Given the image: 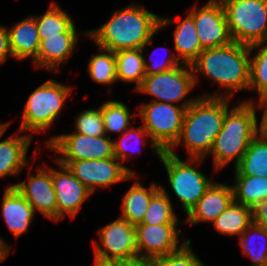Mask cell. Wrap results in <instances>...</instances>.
Masks as SVG:
<instances>
[{
	"label": "cell",
	"instance_id": "cell-44",
	"mask_svg": "<svg viewBox=\"0 0 267 266\" xmlns=\"http://www.w3.org/2000/svg\"><path fill=\"white\" fill-rule=\"evenodd\" d=\"M6 123V120L3 122H0V128Z\"/></svg>",
	"mask_w": 267,
	"mask_h": 266
},
{
	"label": "cell",
	"instance_id": "cell-18",
	"mask_svg": "<svg viewBox=\"0 0 267 266\" xmlns=\"http://www.w3.org/2000/svg\"><path fill=\"white\" fill-rule=\"evenodd\" d=\"M198 2L186 7V9L194 19L202 48L211 49L232 43L233 40L221 1Z\"/></svg>",
	"mask_w": 267,
	"mask_h": 266
},
{
	"label": "cell",
	"instance_id": "cell-11",
	"mask_svg": "<svg viewBox=\"0 0 267 266\" xmlns=\"http://www.w3.org/2000/svg\"><path fill=\"white\" fill-rule=\"evenodd\" d=\"M14 121V118H9L0 128V181L2 179L8 181L5 188L15 187L19 176L21 174L25 176V168L43 149V146L37 141L34 146V150L31 152L32 154L29 156L32 148V142L36 139L18 129L5 136ZM12 179L16 181H13Z\"/></svg>",
	"mask_w": 267,
	"mask_h": 266
},
{
	"label": "cell",
	"instance_id": "cell-20",
	"mask_svg": "<svg viewBox=\"0 0 267 266\" xmlns=\"http://www.w3.org/2000/svg\"><path fill=\"white\" fill-rule=\"evenodd\" d=\"M185 16H160V31L171 27L173 29V45L176 56L182 64L191 65L204 50L197 36V30L193 17L185 11ZM174 25V26H173Z\"/></svg>",
	"mask_w": 267,
	"mask_h": 266
},
{
	"label": "cell",
	"instance_id": "cell-12",
	"mask_svg": "<svg viewBox=\"0 0 267 266\" xmlns=\"http://www.w3.org/2000/svg\"><path fill=\"white\" fill-rule=\"evenodd\" d=\"M43 147L57 161L102 160L114 157L113 138L107 135L91 137L60 130ZM63 131V132H62Z\"/></svg>",
	"mask_w": 267,
	"mask_h": 266
},
{
	"label": "cell",
	"instance_id": "cell-8",
	"mask_svg": "<svg viewBox=\"0 0 267 266\" xmlns=\"http://www.w3.org/2000/svg\"><path fill=\"white\" fill-rule=\"evenodd\" d=\"M231 38L253 45L267 43V0L221 1Z\"/></svg>",
	"mask_w": 267,
	"mask_h": 266
},
{
	"label": "cell",
	"instance_id": "cell-5",
	"mask_svg": "<svg viewBox=\"0 0 267 266\" xmlns=\"http://www.w3.org/2000/svg\"><path fill=\"white\" fill-rule=\"evenodd\" d=\"M257 135V111L252 102L236 101L225 113L221 131L214 140L210 154L213 173L232 169L240 162L248 145ZM231 164V165H230Z\"/></svg>",
	"mask_w": 267,
	"mask_h": 266
},
{
	"label": "cell",
	"instance_id": "cell-16",
	"mask_svg": "<svg viewBox=\"0 0 267 266\" xmlns=\"http://www.w3.org/2000/svg\"><path fill=\"white\" fill-rule=\"evenodd\" d=\"M66 165L72 174L83 183L93 195L129 181L132 175L115 157L109 159L58 161Z\"/></svg>",
	"mask_w": 267,
	"mask_h": 266
},
{
	"label": "cell",
	"instance_id": "cell-3",
	"mask_svg": "<svg viewBox=\"0 0 267 266\" xmlns=\"http://www.w3.org/2000/svg\"><path fill=\"white\" fill-rule=\"evenodd\" d=\"M235 102L229 98L199 96L186 109L180 136L167 152L180 157L181 149L185 158L205 159L222 129L226 111Z\"/></svg>",
	"mask_w": 267,
	"mask_h": 266
},
{
	"label": "cell",
	"instance_id": "cell-23",
	"mask_svg": "<svg viewBox=\"0 0 267 266\" xmlns=\"http://www.w3.org/2000/svg\"><path fill=\"white\" fill-rule=\"evenodd\" d=\"M142 177L143 174H132L129 177L130 187H126L119 201L121 210L118 216L135 226L142 223L151 198L160 190L159 182L155 179L146 186Z\"/></svg>",
	"mask_w": 267,
	"mask_h": 266
},
{
	"label": "cell",
	"instance_id": "cell-27",
	"mask_svg": "<svg viewBox=\"0 0 267 266\" xmlns=\"http://www.w3.org/2000/svg\"><path fill=\"white\" fill-rule=\"evenodd\" d=\"M253 223L252 208L232 202L211 224L219 236L237 239ZM235 237V238H234Z\"/></svg>",
	"mask_w": 267,
	"mask_h": 266
},
{
	"label": "cell",
	"instance_id": "cell-35",
	"mask_svg": "<svg viewBox=\"0 0 267 266\" xmlns=\"http://www.w3.org/2000/svg\"><path fill=\"white\" fill-rule=\"evenodd\" d=\"M172 201L160 189L152 198L140 224H184Z\"/></svg>",
	"mask_w": 267,
	"mask_h": 266
},
{
	"label": "cell",
	"instance_id": "cell-26",
	"mask_svg": "<svg viewBox=\"0 0 267 266\" xmlns=\"http://www.w3.org/2000/svg\"><path fill=\"white\" fill-rule=\"evenodd\" d=\"M96 47V53L90 55L87 61L86 72L88 77L97 86L106 87V93L109 96L113 94L115 85H118L116 75V57L115 52L99 47ZM113 88V89H112Z\"/></svg>",
	"mask_w": 267,
	"mask_h": 266
},
{
	"label": "cell",
	"instance_id": "cell-25",
	"mask_svg": "<svg viewBox=\"0 0 267 266\" xmlns=\"http://www.w3.org/2000/svg\"><path fill=\"white\" fill-rule=\"evenodd\" d=\"M122 99L109 97L101 101V112L104 120L105 134L113 138L119 136L131 128L138 119V107L130 108V105Z\"/></svg>",
	"mask_w": 267,
	"mask_h": 266
},
{
	"label": "cell",
	"instance_id": "cell-28",
	"mask_svg": "<svg viewBox=\"0 0 267 266\" xmlns=\"http://www.w3.org/2000/svg\"><path fill=\"white\" fill-rule=\"evenodd\" d=\"M116 75L121 85H131V91H135L142 85L146 76L142 49H124L115 52ZM124 84V85H123Z\"/></svg>",
	"mask_w": 267,
	"mask_h": 266
},
{
	"label": "cell",
	"instance_id": "cell-40",
	"mask_svg": "<svg viewBox=\"0 0 267 266\" xmlns=\"http://www.w3.org/2000/svg\"><path fill=\"white\" fill-rule=\"evenodd\" d=\"M253 222L267 231V199L252 209Z\"/></svg>",
	"mask_w": 267,
	"mask_h": 266
},
{
	"label": "cell",
	"instance_id": "cell-21",
	"mask_svg": "<svg viewBox=\"0 0 267 266\" xmlns=\"http://www.w3.org/2000/svg\"><path fill=\"white\" fill-rule=\"evenodd\" d=\"M2 190L0 215L13 239L18 241L23 234L28 233L38 215L15 188H4Z\"/></svg>",
	"mask_w": 267,
	"mask_h": 266
},
{
	"label": "cell",
	"instance_id": "cell-42",
	"mask_svg": "<svg viewBox=\"0 0 267 266\" xmlns=\"http://www.w3.org/2000/svg\"><path fill=\"white\" fill-rule=\"evenodd\" d=\"M118 266H154V260L144 257H136L130 260L118 261Z\"/></svg>",
	"mask_w": 267,
	"mask_h": 266
},
{
	"label": "cell",
	"instance_id": "cell-29",
	"mask_svg": "<svg viewBox=\"0 0 267 266\" xmlns=\"http://www.w3.org/2000/svg\"><path fill=\"white\" fill-rule=\"evenodd\" d=\"M45 12L32 15L36 19L40 41L66 32L77 20L57 0H50Z\"/></svg>",
	"mask_w": 267,
	"mask_h": 266
},
{
	"label": "cell",
	"instance_id": "cell-15",
	"mask_svg": "<svg viewBox=\"0 0 267 266\" xmlns=\"http://www.w3.org/2000/svg\"><path fill=\"white\" fill-rule=\"evenodd\" d=\"M117 217V218H116ZM100 226L92 241V254L117 261L138 257L136 227L120 216Z\"/></svg>",
	"mask_w": 267,
	"mask_h": 266
},
{
	"label": "cell",
	"instance_id": "cell-39",
	"mask_svg": "<svg viewBox=\"0 0 267 266\" xmlns=\"http://www.w3.org/2000/svg\"><path fill=\"white\" fill-rule=\"evenodd\" d=\"M9 61H13L9 44L8 28L0 23V67L6 65Z\"/></svg>",
	"mask_w": 267,
	"mask_h": 266
},
{
	"label": "cell",
	"instance_id": "cell-13",
	"mask_svg": "<svg viewBox=\"0 0 267 266\" xmlns=\"http://www.w3.org/2000/svg\"><path fill=\"white\" fill-rule=\"evenodd\" d=\"M44 151L46 153L43 152V154L54 161L52 164V184L57 201V223L66 221V218L74 221L81 214L84 204H87L94 195L72 174L66 165L59 163L45 149Z\"/></svg>",
	"mask_w": 267,
	"mask_h": 266
},
{
	"label": "cell",
	"instance_id": "cell-43",
	"mask_svg": "<svg viewBox=\"0 0 267 266\" xmlns=\"http://www.w3.org/2000/svg\"><path fill=\"white\" fill-rule=\"evenodd\" d=\"M92 256H93L92 266H118L117 260L101 258L94 254H92Z\"/></svg>",
	"mask_w": 267,
	"mask_h": 266
},
{
	"label": "cell",
	"instance_id": "cell-19",
	"mask_svg": "<svg viewBox=\"0 0 267 266\" xmlns=\"http://www.w3.org/2000/svg\"><path fill=\"white\" fill-rule=\"evenodd\" d=\"M234 201L233 189L228 181L214 180L191 211L183 218L184 226L210 225Z\"/></svg>",
	"mask_w": 267,
	"mask_h": 266
},
{
	"label": "cell",
	"instance_id": "cell-24",
	"mask_svg": "<svg viewBox=\"0 0 267 266\" xmlns=\"http://www.w3.org/2000/svg\"><path fill=\"white\" fill-rule=\"evenodd\" d=\"M10 50L13 60L31 64L36 58L40 47V36L36 19L32 14L7 25Z\"/></svg>",
	"mask_w": 267,
	"mask_h": 266
},
{
	"label": "cell",
	"instance_id": "cell-32",
	"mask_svg": "<svg viewBox=\"0 0 267 266\" xmlns=\"http://www.w3.org/2000/svg\"><path fill=\"white\" fill-rule=\"evenodd\" d=\"M250 49V82L247 98L252 102L267 96V43L253 44Z\"/></svg>",
	"mask_w": 267,
	"mask_h": 266
},
{
	"label": "cell",
	"instance_id": "cell-7",
	"mask_svg": "<svg viewBox=\"0 0 267 266\" xmlns=\"http://www.w3.org/2000/svg\"><path fill=\"white\" fill-rule=\"evenodd\" d=\"M196 85L191 65L178 67L158 74L146 75L136 94L147 96L148 101L171 103L188 107L200 94H192ZM151 98V99H150Z\"/></svg>",
	"mask_w": 267,
	"mask_h": 266
},
{
	"label": "cell",
	"instance_id": "cell-17",
	"mask_svg": "<svg viewBox=\"0 0 267 266\" xmlns=\"http://www.w3.org/2000/svg\"><path fill=\"white\" fill-rule=\"evenodd\" d=\"M181 225L183 227V224L136 225L138 257L154 259L179 251L192 240Z\"/></svg>",
	"mask_w": 267,
	"mask_h": 266
},
{
	"label": "cell",
	"instance_id": "cell-14",
	"mask_svg": "<svg viewBox=\"0 0 267 266\" xmlns=\"http://www.w3.org/2000/svg\"><path fill=\"white\" fill-rule=\"evenodd\" d=\"M77 25L79 24L75 22L66 32L40 41L37 58L30 64L33 70L46 71L53 74V77L55 73L62 74L64 66L72 61L70 59L79 51V42L82 39L88 40L87 28L81 29V26Z\"/></svg>",
	"mask_w": 267,
	"mask_h": 266
},
{
	"label": "cell",
	"instance_id": "cell-22",
	"mask_svg": "<svg viewBox=\"0 0 267 266\" xmlns=\"http://www.w3.org/2000/svg\"><path fill=\"white\" fill-rule=\"evenodd\" d=\"M138 125V126H137ZM149 148L151 153L156 157L160 158L162 151L158 146L151 140L148 132L144 127L136 122L131 128L123 132L121 135L113 138V153L114 157L119 160L122 165L131 173V174H141L139 170L132 166L134 164L133 160H136V157L142 156L145 148ZM128 163L131 165L129 166ZM139 172V173H138Z\"/></svg>",
	"mask_w": 267,
	"mask_h": 266
},
{
	"label": "cell",
	"instance_id": "cell-2",
	"mask_svg": "<svg viewBox=\"0 0 267 266\" xmlns=\"http://www.w3.org/2000/svg\"><path fill=\"white\" fill-rule=\"evenodd\" d=\"M110 12L107 20L87 29V38L94 45L113 52L142 49L160 30V14L146 8L138 0Z\"/></svg>",
	"mask_w": 267,
	"mask_h": 266
},
{
	"label": "cell",
	"instance_id": "cell-1",
	"mask_svg": "<svg viewBox=\"0 0 267 266\" xmlns=\"http://www.w3.org/2000/svg\"><path fill=\"white\" fill-rule=\"evenodd\" d=\"M195 85L205 80L214 90L203 89L200 96L229 98L244 101L249 91L250 49L248 45L232 42L226 46L204 49L191 64ZM214 91V92H213ZM237 94V95H236ZM237 96V98H235Z\"/></svg>",
	"mask_w": 267,
	"mask_h": 266
},
{
	"label": "cell",
	"instance_id": "cell-4",
	"mask_svg": "<svg viewBox=\"0 0 267 266\" xmlns=\"http://www.w3.org/2000/svg\"><path fill=\"white\" fill-rule=\"evenodd\" d=\"M75 87L70 82L62 83L51 77L33 88L26 97L21 113L16 115L20 118L18 130L36 137V140L39 136L40 139L44 137L42 141L38 140L44 147L52 139L50 132H54L58 126L59 118L70 108L68 100L72 101L75 97L73 94L78 93L74 91Z\"/></svg>",
	"mask_w": 267,
	"mask_h": 266
},
{
	"label": "cell",
	"instance_id": "cell-41",
	"mask_svg": "<svg viewBox=\"0 0 267 266\" xmlns=\"http://www.w3.org/2000/svg\"><path fill=\"white\" fill-rule=\"evenodd\" d=\"M13 246V243L7 241L2 234L0 235V265L5 262L10 255L14 254L16 250H13Z\"/></svg>",
	"mask_w": 267,
	"mask_h": 266
},
{
	"label": "cell",
	"instance_id": "cell-33",
	"mask_svg": "<svg viewBox=\"0 0 267 266\" xmlns=\"http://www.w3.org/2000/svg\"><path fill=\"white\" fill-rule=\"evenodd\" d=\"M232 171L230 175L267 177V139L257 134Z\"/></svg>",
	"mask_w": 267,
	"mask_h": 266
},
{
	"label": "cell",
	"instance_id": "cell-30",
	"mask_svg": "<svg viewBox=\"0 0 267 266\" xmlns=\"http://www.w3.org/2000/svg\"><path fill=\"white\" fill-rule=\"evenodd\" d=\"M229 179L234 202L253 209L261 201L267 199V177L231 175Z\"/></svg>",
	"mask_w": 267,
	"mask_h": 266
},
{
	"label": "cell",
	"instance_id": "cell-9",
	"mask_svg": "<svg viewBox=\"0 0 267 266\" xmlns=\"http://www.w3.org/2000/svg\"><path fill=\"white\" fill-rule=\"evenodd\" d=\"M43 150L44 148L25 168L26 177L23 178L21 174L14 188L28 201L39 217L54 224L57 223V201L52 184V164L48 159L41 160L43 155L40 154H43Z\"/></svg>",
	"mask_w": 267,
	"mask_h": 266
},
{
	"label": "cell",
	"instance_id": "cell-37",
	"mask_svg": "<svg viewBox=\"0 0 267 266\" xmlns=\"http://www.w3.org/2000/svg\"><path fill=\"white\" fill-rule=\"evenodd\" d=\"M192 245L190 240L179 251L154 258V266H210L198 256Z\"/></svg>",
	"mask_w": 267,
	"mask_h": 266
},
{
	"label": "cell",
	"instance_id": "cell-38",
	"mask_svg": "<svg viewBox=\"0 0 267 266\" xmlns=\"http://www.w3.org/2000/svg\"><path fill=\"white\" fill-rule=\"evenodd\" d=\"M257 111V134L267 139V96L252 101Z\"/></svg>",
	"mask_w": 267,
	"mask_h": 266
},
{
	"label": "cell",
	"instance_id": "cell-34",
	"mask_svg": "<svg viewBox=\"0 0 267 266\" xmlns=\"http://www.w3.org/2000/svg\"><path fill=\"white\" fill-rule=\"evenodd\" d=\"M160 30L146 43V45L142 48L144 66H145V74L152 75L158 74L161 72H165L168 70H172L179 65H182L178 57L176 56L175 50L173 47L161 46L154 48L151 51L149 47L153 46L154 37H158L157 34H160ZM167 49V50H166ZM159 50V51H158ZM151 52V53H150ZM159 53V55H158ZM162 56H161V54Z\"/></svg>",
	"mask_w": 267,
	"mask_h": 266
},
{
	"label": "cell",
	"instance_id": "cell-36",
	"mask_svg": "<svg viewBox=\"0 0 267 266\" xmlns=\"http://www.w3.org/2000/svg\"><path fill=\"white\" fill-rule=\"evenodd\" d=\"M86 107L81 109L80 112L75 113L73 121H71L73 132H77L86 136L97 137L103 136L105 134L104 130V120L101 112V103L100 105ZM95 106V107H94Z\"/></svg>",
	"mask_w": 267,
	"mask_h": 266
},
{
	"label": "cell",
	"instance_id": "cell-6",
	"mask_svg": "<svg viewBox=\"0 0 267 266\" xmlns=\"http://www.w3.org/2000/svg\"><path fill=\"white\" fill-rule=\"evenodd\" d=\"M158 161L163 165L161 167L164 168L168 183L159 182L160 189L174 206L176 201L179 202L180 214L184 215L182 217L191 211L206 189L217 179L216 176H219V173L211 175L203 172L202 167L207 163L204 158L177 157L162 151Z\"/></svg>",
	"mask_w": 267,
	"mask_h": 266
},
{
	"label": "cell",
	"instance_id": "cell-10",
	"mask_svg": "<svg viewBox=\"0 0 267 266\" xmlns=\"http://www.w3.org/2000/svg\"><path fill=\"white\" fill-rule=\"evenodd\" d=\"M137 107L139 123L161 151H168L180 136L188 107L146 100Z\"/></svg>",
	"mask_w": 267,
	"mask_h": 266
},
{
	"label": "cell",
	"instance_id": "cell-31",
	"mask_svg": "<svg viewBox=\"0 0 267 266\" xmlns=\"http://www.w3.org/2000/svg\"><path fill=\"white\" fill-rule=\"evenodd\" d=\"M236 240L247 266H267V231L254 222Z\"/></svg>",
	"mask_w": 267,
	"mask_h": 266
}]
</instances>
